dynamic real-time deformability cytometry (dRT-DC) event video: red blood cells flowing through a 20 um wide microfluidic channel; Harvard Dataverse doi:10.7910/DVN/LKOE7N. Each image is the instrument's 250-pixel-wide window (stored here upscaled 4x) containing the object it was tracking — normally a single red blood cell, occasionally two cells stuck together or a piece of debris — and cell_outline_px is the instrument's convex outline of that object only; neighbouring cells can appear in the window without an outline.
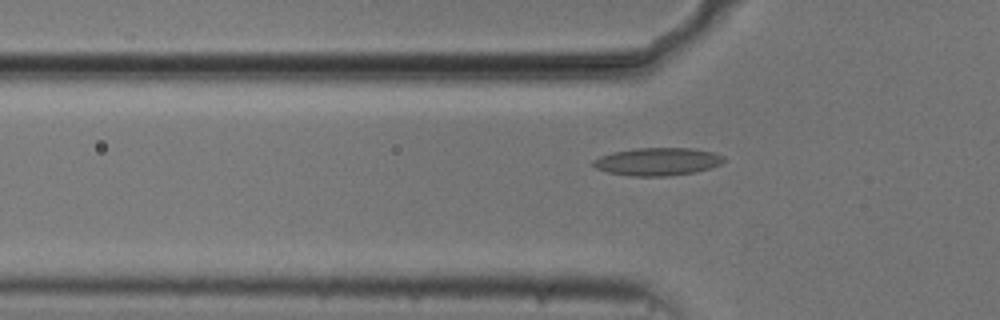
{"species": "common noctule bat (a hibernating species)", "species_latin": "Nyctalus noctula", "temperature_condition": "cold", "stored_images_in_passage": 54, "camera_frame_rate_fps": 3000, "um_per_image_px": 0.085, "animal": {"sex": "male", "body_mass_g": 20.5, "forearm_length_mm": 52.5}, "frame": {"image": 1, "passage_image": 17, "time_ms": 5.333, "image_size_px": [1000, 320], "cell_outline_px": [[728, 160], [720, 164], [708, 168], [692, 172], [668, 176], [632, 176], [608, 172], [596, 168], [592, 164], [592, 160], [600, 156], [612, 152], [636, 148], [692, 148], [712, 152], [724, 156]], "centroid_in_image_um": [55.88, 13.73], "position_along_channel_um": 69.9, "area_um2": 21.1}}
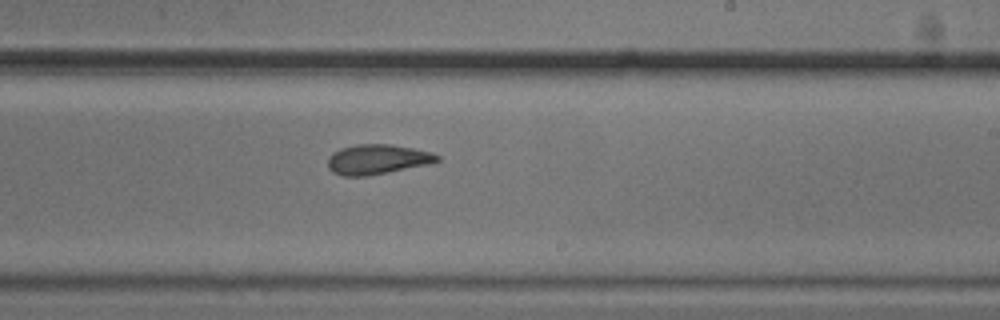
{"frame": {"image": 2, "passage_image": 32, "time_ms": 10.333, "image_size_px": [1000, 320], "cell_outline_px": [[440, 160], [432, 164], [368, 176], [344, 176], [332, 172], [328, 168], [328, 156], [332, 152], [340, 148], [356, 144], [392, 144], [432, 152], [440, 156]], "centroid_in_image_um": [32.08, 13.54], "position_along_channel_um": 256.9, "area_um2": 19.36}}
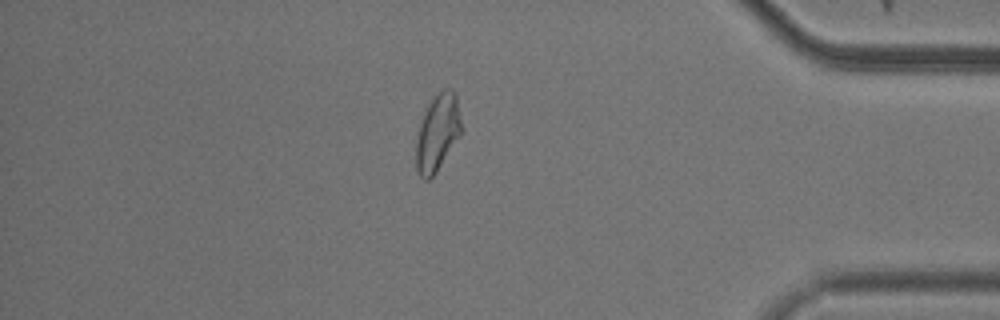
{"frame": {"image": 3, "passage_image": 46, "time_ms": 15.0, "image_size_px": [1000, 320], "cell_outline_px": [[460, 136], [436, 172], [428, 180], [424, 180], [420, 176], [416, 168], [416, 136], [424, 112], [428, 104], [444, 88], [452, 88], [456, 96], [460, 120]], "centroid_in_image_um": [37.17, 11.3], "position_along_channel_um": 398.0, "area_um2": 19.94}, "authors_computed_cell_mechanics": {"area_um2": 19.9988, "velocity_mm_per_s": 3.7212, "shape_relaxation_time_tau1_ms": null, "shape_relaxation_time_tau2_ms": 3.5887, "deformation_change_tau1": null, "deformation_change_tau2": 0.099}}